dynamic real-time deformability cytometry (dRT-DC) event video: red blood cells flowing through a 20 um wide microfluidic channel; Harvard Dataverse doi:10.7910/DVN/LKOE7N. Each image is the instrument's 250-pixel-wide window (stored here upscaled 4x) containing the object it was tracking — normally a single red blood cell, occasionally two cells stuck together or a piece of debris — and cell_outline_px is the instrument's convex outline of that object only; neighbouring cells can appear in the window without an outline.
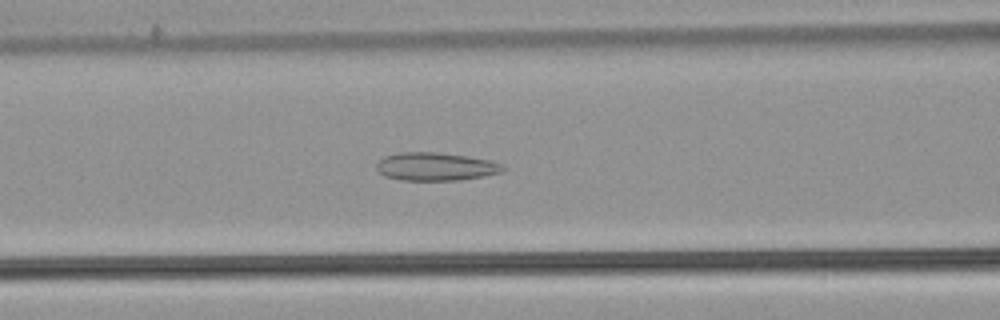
{"species": "common noctule bat (a hibernating species)", "species_latin": "Nyctalus noctula", "temperature_condition": "warm", "stored_images_in_passage": 54, "camera_frame_rate_fps": 3000, "um_per_image_px": 0.085, "animal": {"sex": "male", "body_mass_g": 21.5, "forearm_length_mm": 52.0}, "frame": {"image": 1, "passage_image": 23, "time_ms": 7.333, "image_size_px": [1000, 320], "cell_outline_px": [[504, 172], [484, 176], [460, 180], [400, 180], [384, 176], [376, 168], [376, 164], [384, 156], [396, 152], [436, 152], [492, 160], [500, 164], [504, 168]], "centroid_in_image_um": [37.01, 14.16], "position_along_channel_um": 129.6, "area_um2": 20.75}}
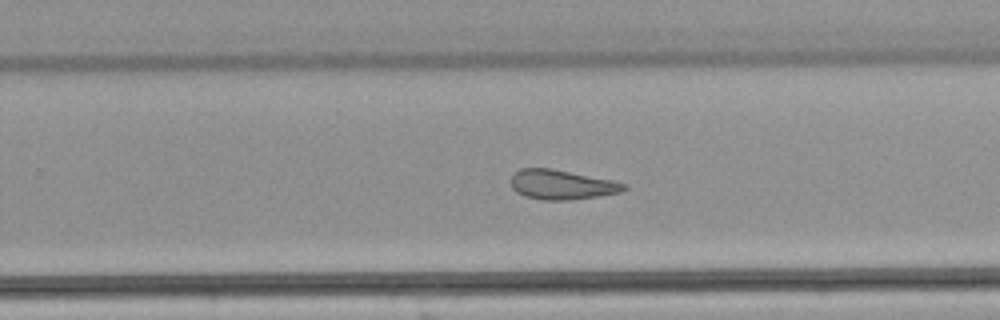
{"frame": {"image": 2, "passage_image": 35, "time_ms": 11.333, "image_size_px": [1000, 320], "cell_outline_px": [[628, 188], [620, 192], [600, 196], [568, 200], [544, 200], [524, 196], [516, 192], [512, 188], [512, 176], [520, 168], [548, 168], [612, 180], [628, 184]], "centroid_in_image_um": [47.76, 15.7], "position_along_channel_um": 282.0, "area_um2": 19.36}}
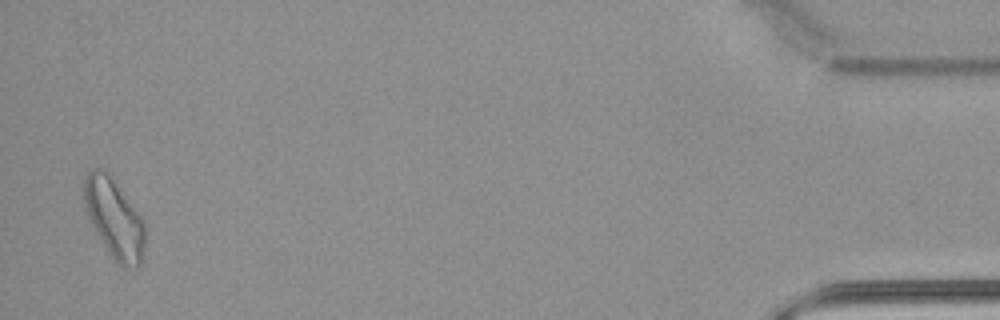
{"frame": {"image": 3, "passage_image": 53, "time_ms": 17.333, "image_size_px": [1000, 320], "cell_outline_px": [[144, 260], [136, 268], [124, 268], [108, 252], [92, 224], [88, 216], [84, 204], [84, 180], [88, 172], [92, 168], [104, 168], [112, 176], [144, 224]], "centroid_in_image_um": [9.7, 18.57], "position_along_channel_um": 425.5, "area_um2": 27.74}, "authors_computed_cell_mechanics": {"area_um2": 22.9466, "velocity_mm_per_s": 3.8323, "shape_relaxation_time_tau1_ms": null, "shape_relaxation_time_tau2_ms": 3.8512, "deformation_change_tau1": null, "deformation_change_tau2": 0.1201}}